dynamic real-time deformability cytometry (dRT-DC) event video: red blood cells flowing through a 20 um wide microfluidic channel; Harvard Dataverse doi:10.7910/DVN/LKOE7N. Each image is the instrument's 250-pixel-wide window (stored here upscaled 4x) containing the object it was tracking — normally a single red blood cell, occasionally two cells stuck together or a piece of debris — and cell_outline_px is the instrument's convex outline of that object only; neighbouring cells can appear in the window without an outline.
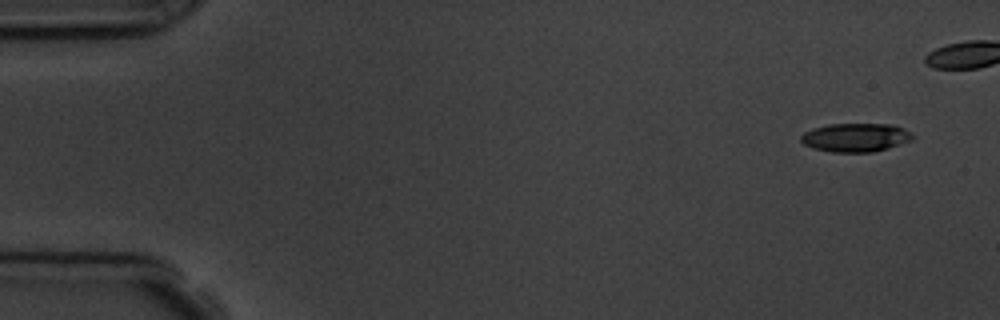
{"species": "common noctule bat (a hibernating species)", "species_latin": "Nyctalus noctula", "temperature_condition": "room temperature", "stored_images_in_passage": 11, "camera_frame_rate_fps": 3000, "um_per_image_px": 0.085, "animal": {"sex": "male", "body_mass_g": 19.5, "forearm_length_mm": 54.6}, "frame": {"image": 1, "passage_image": 1, "time_ms": 0.0, "image_size_px": [1000, 320], "cell_outline_px": [[916, 136], [912, 140], [888, 148], [872, 152], [832, 152], [812, 148], [804, 144], [800, 140], [800, 136], [804, 132], [812, 128], [828, 124], [892, 124], [904, 128], [912, 132]], "centroid_in_image_um": [72.74, 11.68], "position_along_channel_um": 12.3, "area_um2": 18.84}}